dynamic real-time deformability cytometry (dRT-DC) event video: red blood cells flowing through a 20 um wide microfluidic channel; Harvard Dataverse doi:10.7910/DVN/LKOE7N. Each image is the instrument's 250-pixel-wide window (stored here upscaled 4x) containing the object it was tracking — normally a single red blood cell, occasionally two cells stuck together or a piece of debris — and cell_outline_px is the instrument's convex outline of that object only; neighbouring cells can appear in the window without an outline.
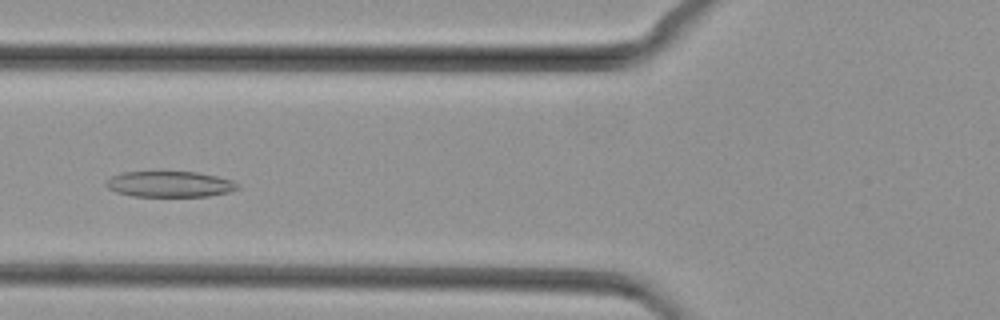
{"species": "common noctule bat (a hibernating species)", "species_latin": "Nyctalus noctula", "temperature_condition": "cold", "stored_images_in_passage": 45, "camera_frame_rate_fps": 3000, "um_per_image_px": 0.085, "animal": {"sex": "female", "body_mass_g": 29.2, "forearm_length_mm": 56.3}, "frame": {"image": 1, "passage_image": 16, "time_ms": 5.0, "image_size_px": [1000, 320], "cell_outline_px": [[240, 188], [228, 192], [208, 196], [132, 196], [116, 192], [108, 188], [104, 184], [112, 176], [124, 172], [196, 172], [216, 176], [232, 180], [240, 184]], "centroid_in_image_um": [14.45, 15.65], "position_along_channel_um": 111.4, "area_um2": 19.71}}
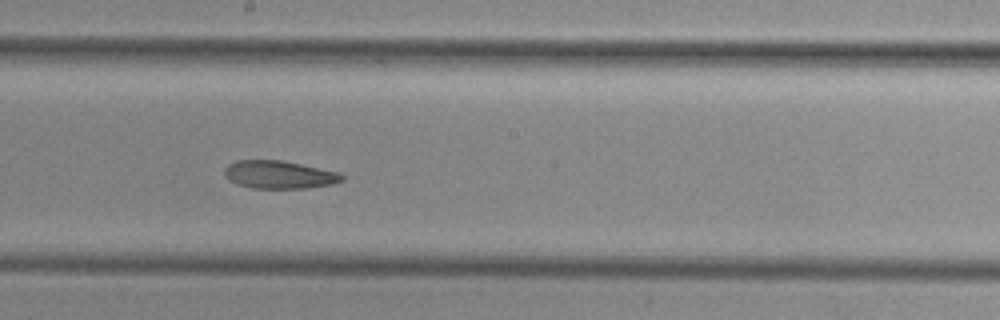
{"frame": {"image": 2, "passage_image": 24, "time_ms": 7.667, "image_size_px": [1000, 320], "cell_outline_px": [[344, 180], [332, 184], [304, 188], [252, 188], [236, 184], [228, 180], [224, 176], [224, 168], [228, 164], [236, 160], [280, 160], [300, 164], [336, 172], [344, 176]], "centroid_in_image_um": [23.66, 14.85], "position_along_channel_um": 224.5, "area_um2": 19.02}}
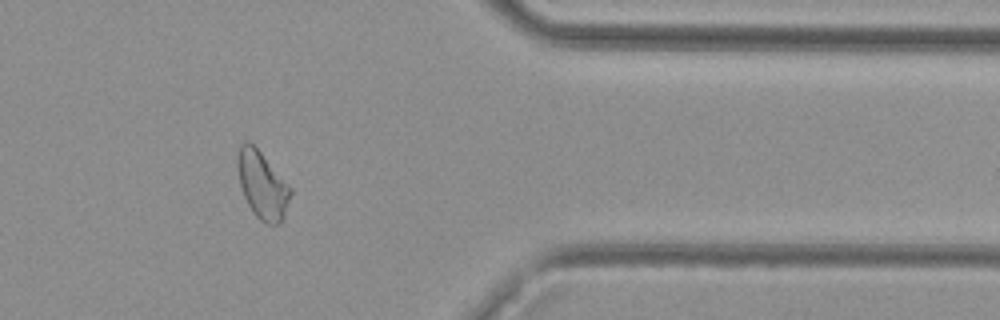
{"frame": {"image": 3, "passage_image": 37, "time_ms": 12.0, "image_size_px": [1000, 320], "cell_outline_px": [[292, 192], [284, 216], [280, 224], [264, 224], [252, 212], [244, 196], [240, 184], [236, 164], [236, 160], [240, 144], [244, 140], [248, 140], [260, 152], [292, 188]], "centroid_in_image_um": [22.28, 15.73], "position_along_channel_um": 389.1, "area_um2": 20.75}}